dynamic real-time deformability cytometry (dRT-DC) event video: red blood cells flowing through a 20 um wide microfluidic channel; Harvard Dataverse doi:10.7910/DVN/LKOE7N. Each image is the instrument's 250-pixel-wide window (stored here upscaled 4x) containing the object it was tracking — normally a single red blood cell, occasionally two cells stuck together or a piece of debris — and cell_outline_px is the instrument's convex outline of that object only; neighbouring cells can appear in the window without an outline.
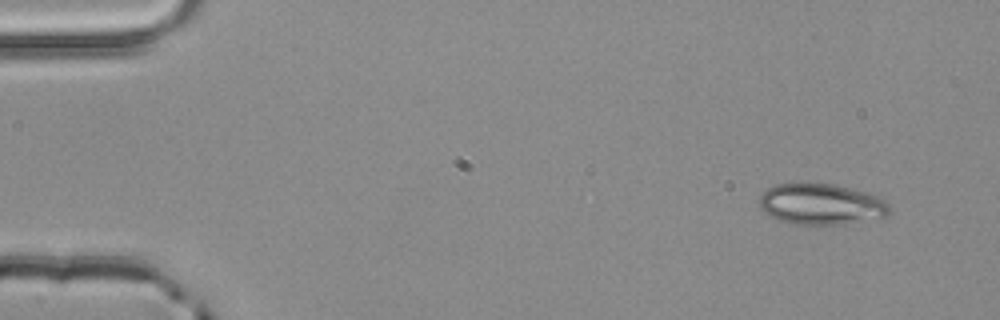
{"species": "common noctule bat (a hibernating species)", "species_latin": "Nyctalus noctula", "temperature_condition": "room temperature", "stored_images_in_passage": 4, "camera_frame_rate_fps": 3000, "um_per_image_px": 0.085, "animal": {"sex": "male", "body_mass_g": 20.4}, "frame": {"image": 1, "passage_image": 1, "time_ms": 0.0, "image_size_px": [1000, 320], "cell_outline_px": [[888, 212], [884, 216], [844, 224], [796, 224], [780, 220], [764, 212], [760, 208], [760, 196], [772, 184], [832, 184], [868, 192], [880, 196], [888, 204]], "centroid_in_image_um": [69.79, 17.35], "position_along_channel_um": 15.2, "area_um2": 30.63}}